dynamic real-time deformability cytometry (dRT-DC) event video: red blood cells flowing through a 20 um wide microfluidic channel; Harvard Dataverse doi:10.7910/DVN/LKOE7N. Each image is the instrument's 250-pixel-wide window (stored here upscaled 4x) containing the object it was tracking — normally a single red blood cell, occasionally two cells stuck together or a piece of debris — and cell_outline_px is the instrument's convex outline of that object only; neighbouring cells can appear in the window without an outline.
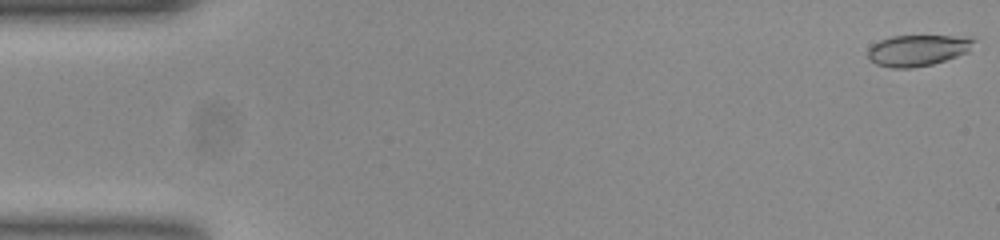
{"species": "common noctule bat (a hibernating species)", "species_latin": "Nyctalus noctula", "temperature_condition": "room temperature", "stored_images_in_passage": 49, "segment_of_instrument_passage": [1, 2], "camera_frame_rate_fps": 3000, "um_per_image_px": 0.085, "animal": {"sex": "female", "body_mass_g": 23.0, "forearm_length_mm": 53.4}, "frame": {"image": 1, "passage_image": 1, "time_ms": 0.0, "image_size_px": [1000, 240], "cell_outline_px": [[976, 40], [968, 52], [932, 64], [912, 68], [892, 68], [876, 64], [868, 56], [868, 48], [872, 44], [880, 40], [892, 36], [976, 36]], "centroid_in_image_um": [78.03, 4.26], "position_along_channel_um": 7.0, "area_um2": 19.31}}
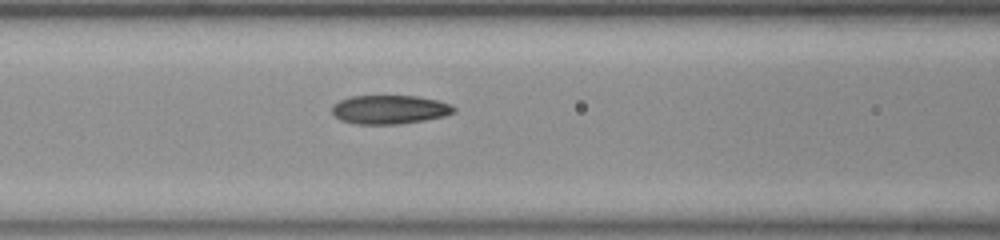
{"frame": {"image": 2, "passage_image": 22, "time_ms": 7.0, "image_size_px": [1000, 240], "cell_outline_px": [[456, 112], [444, 116], [424, 120], [400, 124], [360, 124], [340, 120], [332, 112], [332, 104], [340, 100], [352, 96], [420, 96], [440, 100], [452, 104], [456, 108]], "centroid_in_image_um": [33.17, 9.3], "position_along_channel_um": 133.4, "area_um2": 20.63}}
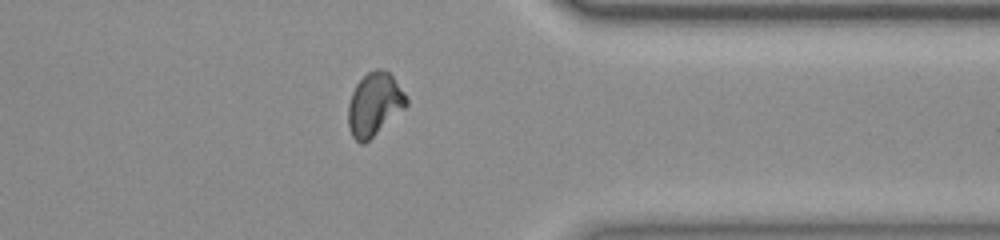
{"frame": {"image": 3, "passage_image": 42, "time_ms": 13.667, "image_size_px": [1000, 240], "cell_outline_px": [[408, 104], [404, 108], [364, 144], [360, 144], [352, 136], [348, 128], [348, 104], [352, 92], [356, 84], [368, 72], [376, 68], [380, 68], [388, 72], [392, 76], [404, 92], [408, 100]], "centroid_in_image_um": [31.8, 8.86], "position_along_channel_um": 379.6, "area_um2": 21.15}}